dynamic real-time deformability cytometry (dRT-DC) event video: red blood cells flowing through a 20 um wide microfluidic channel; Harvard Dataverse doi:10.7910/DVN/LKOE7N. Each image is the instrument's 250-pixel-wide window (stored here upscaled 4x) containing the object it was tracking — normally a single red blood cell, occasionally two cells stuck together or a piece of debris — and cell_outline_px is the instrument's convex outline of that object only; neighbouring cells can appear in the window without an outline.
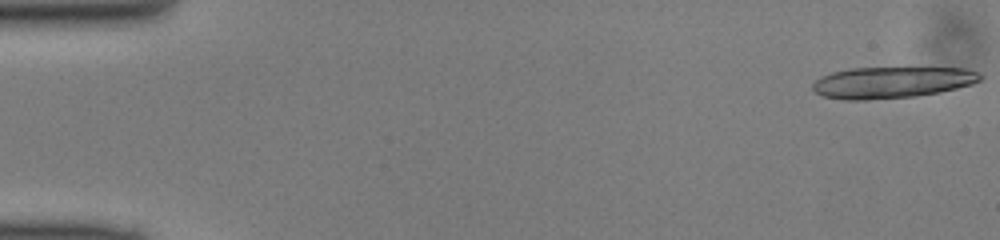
{"species": "common noctule bat (a hibernating species)", "species_latin": "Nyctalus noctula", "temperature_condition": "cold", "stored_images_in_passage": 16, "camera_frame_rate_fps": 3000, "um_per_image_px": 0.085, "animal": {"sex": "male", "body_mass_g": 13.0, "forearm_length_mm": 53.1}, "frame": {"image": 1, "passage_image": 1, "time_ms": 0.0, "image_size_px": [1000, 240], "cell_outline_px": [[984, 76], [980, 80], [972, 84], [940, 92], [916, 96], [864, 100], [844, 100], [824, 96], [816, 92], [812, 88], [812, 84], [820, 76], [832, 72], [848, 68], [968, 68]], "centroid_in_image_um": [75.8, 7.0], "position_along_channel_um": 9.2, "area_um2": 30.69}}